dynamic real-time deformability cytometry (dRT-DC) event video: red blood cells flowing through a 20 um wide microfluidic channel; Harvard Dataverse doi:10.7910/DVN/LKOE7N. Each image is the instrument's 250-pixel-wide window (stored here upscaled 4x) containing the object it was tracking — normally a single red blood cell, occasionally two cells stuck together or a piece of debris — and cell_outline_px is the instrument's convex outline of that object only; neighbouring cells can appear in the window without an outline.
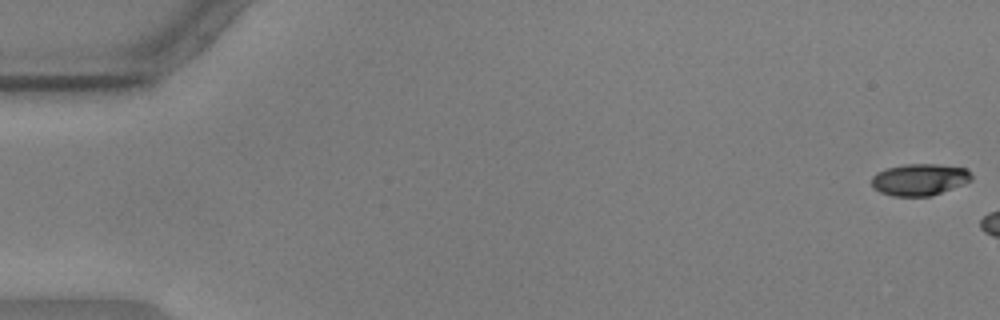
{"species": "common noctule bat (a hibernating species)", "species_latin": "Nyctalus noctula", "temperature_condition": "warm", "stored_images_in_passage": 8, "camera_frame_rate_fps": 3000, "um_per_image_px": 0.085, "animal": {"sex": "male", "body_mass_g": 17.9, "forearm_length_mm": 54.2}, "frame": {"image": 1, "passage_image": 1, "time_ms": 0.0, "image_size_px": [1000, 320], "cell_outline_px": [[972, 180], [964, 184], [932, 196], [892, 196], [880, 192], [872, 188], [872, 176], [876, 172], [884, 168], [904, 164], [936, 164], [964, 168], [972, 176]], "centroid_in_image_um": [78.12, 15.26], "position_along_channel_um": 6.9, "area_um2": 18.61}}